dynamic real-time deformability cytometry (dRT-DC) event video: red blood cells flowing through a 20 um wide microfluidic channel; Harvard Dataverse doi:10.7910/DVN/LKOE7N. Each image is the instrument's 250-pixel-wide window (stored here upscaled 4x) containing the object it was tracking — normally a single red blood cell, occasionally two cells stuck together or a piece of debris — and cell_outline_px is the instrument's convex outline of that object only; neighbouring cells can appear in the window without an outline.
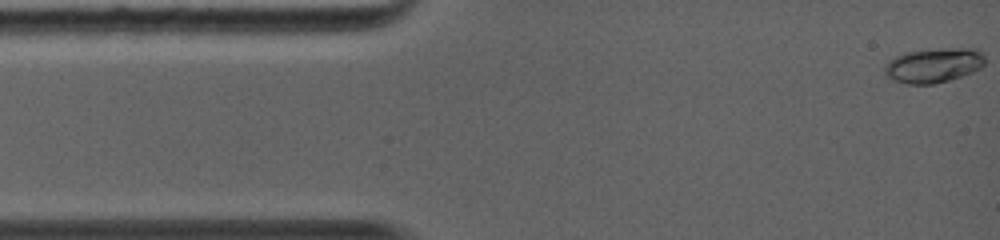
{"species": "common noctule bat (a hibernating species)", "species_latin": "Nyctalus noctula", "temperature_condition": "warm", "stored_images_in_passage": 42, "camera_frame_rate_fps": 5000, "um_per_image_px": 0.085, "animal": {"sex": "female", "body_mass_g": 19.0, "forearm_length_mm": 56.7}, "frame": {"image": 1, "passage_image": 1, "time_ms": 0.0, "image_size_px": [1000, 240], "cell_outline_px": [[984, 64], [980, 68], [972, 72], [948, 80], [932, 84], [908, 84], [892, 80], [884, 76], [884, 68], [888, 60], [904, 52], [944, 48], [980, 48], [984, 56]], "centroid_in_image_um": [79.34, 5.54], "position_along_channel_um": 5.7, "area_um2": 20.4}}
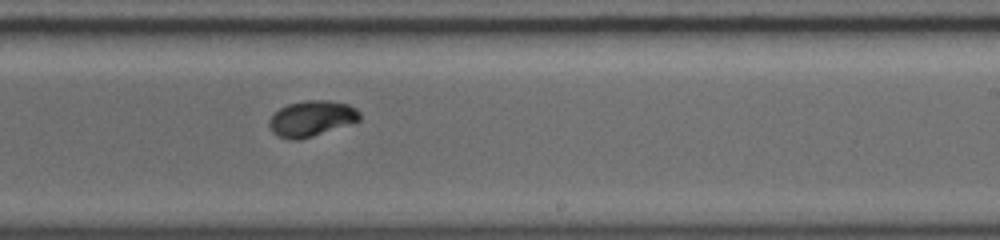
{"frame": {"image": 2, "passage_image": 22, "time_ms": 7.6, "image_size_px": [1000, 240], "cell_outline_px": [[360, 120], [300, 140], [288, 140], [276, 136], [272, 132], [268, 124], [268, 120], [280, 108], [288, 104], [304, 100], [328, 100], [348, 104], [356, 108], [360, 112]], "centroid_in_image_um": [26.45, 10.07], "position_along_channel_um": 262.6, "area_um2": 18.84}}
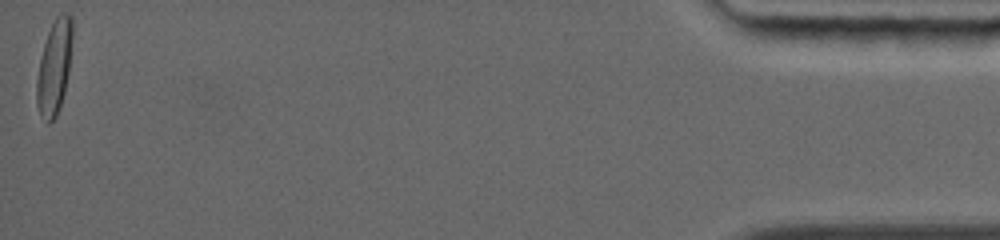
{"frame": {"image": 3, "passage_image": 42, "time_ms": 14.4, "image_size_px": [1000, 240], "cell_outline_px": [[72, 40], [68, 72], [64, 92], [60, 108], [56, 116], [48, 124], [40, 116], [36, 104], [36, 80], [40, 60], [44, 44], [48, 32], [56, 16], [64, 12], [68, 12], [72, 16]], "centroid_in_image_um": [4.6, 5.72], "position_along_channel_um": 430.6, "area_um2": 19.59}, "authors_computed_cell_mechanics": {"area_um2": 18.5249, "velocity_mm_per_s": 4.4463, "shape_relaxation_time_tau1_ms": 4.9944, "shape_relaxation_time_tau2_ms": null, "deformation_change_tau1": 0.1943, "deformation_change_tau2": null}}